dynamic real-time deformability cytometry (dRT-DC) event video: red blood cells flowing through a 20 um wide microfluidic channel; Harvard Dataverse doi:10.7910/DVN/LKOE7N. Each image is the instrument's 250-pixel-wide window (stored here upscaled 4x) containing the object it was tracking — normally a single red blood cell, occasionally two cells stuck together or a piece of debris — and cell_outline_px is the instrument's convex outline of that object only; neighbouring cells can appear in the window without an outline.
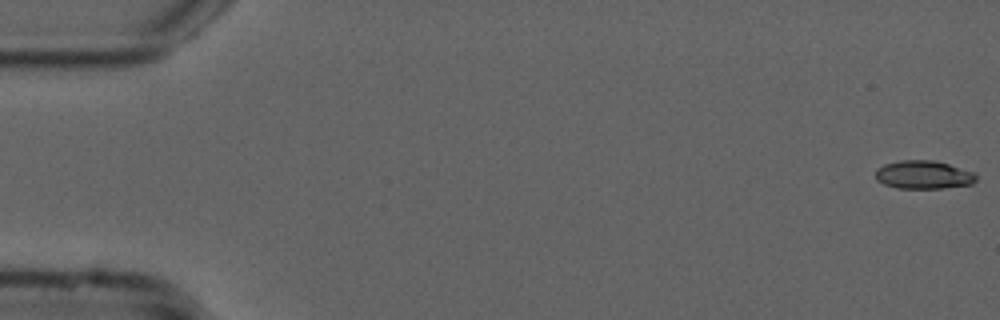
{"species": "common noctule bat (a hibernating species)", "species_latin": "Nyctalus noctula", "temperature_condition": "cold", "stored_images_in_passage": 21, "camera_frame_rate_fps": 3000, "um_per_image_px": 0.085, "animal": {"sex": "male", "forearm_length_mm": 52.5}, "frame": {"image": 1, "passage_image": 1, "time_ms": 0.0, "image_size_px": [1000, 320], "cell_outline_px": [[976, 180], [972, 184], [944, 188], [896, 188], [884, 184], [876, 180], [876, 168], [884, 164], [900, 160], [936, 160], [976, 172]], "centroid_in_image_um": [78.51, 14.85], "position_along_channel_um": 6.5, "area_um2": 16.82}}
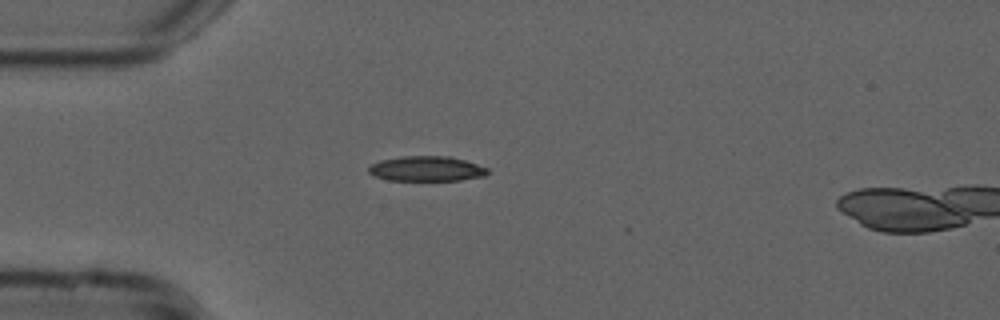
{"frame": {"image": 2, "passage_image": 15, "time_ms": 4.667, "image_size_px": [1000, 320], "cell_outline_px": [[488, 172], [484, 176], [460, 180], [388, 180], [372, 176], [368, 172], [368, 168], [372, 164], [380, 160], [400, 156], [452, 156], [488, 168]], "centroid_in_image_um": [36.22, 14.34], "position_along_channel_um": 48.8, "area_um2": 17.4}}
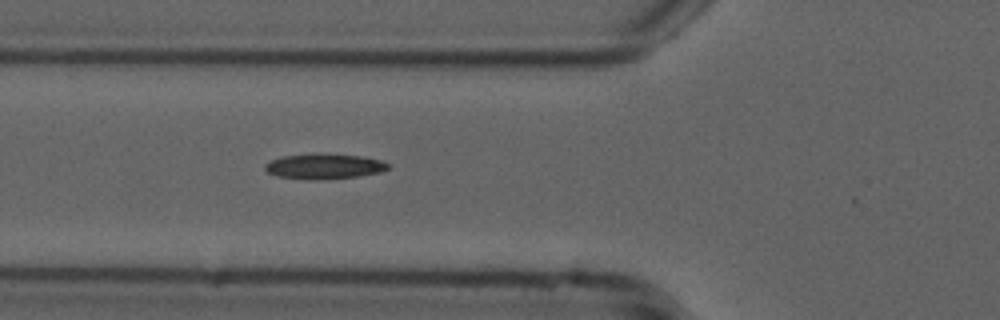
{"frame": {"image": 3, "passage_image": 20, "time_ms": 6.333, "image_size_px": [1000, 320], "cell_outline_px": [[392, 168], [380, 172], [360, 176], [312, 180], [276, 176], [268, 172], [264, 168], [264, 164], [272, 160], [284, 156], [324, 152], [360, 156], [380, 160], [388, 164]], "centroid_in_image_um": [27.57, 14.13], "position_along_channel_um": 98.2, "area_um2": 18.26}}